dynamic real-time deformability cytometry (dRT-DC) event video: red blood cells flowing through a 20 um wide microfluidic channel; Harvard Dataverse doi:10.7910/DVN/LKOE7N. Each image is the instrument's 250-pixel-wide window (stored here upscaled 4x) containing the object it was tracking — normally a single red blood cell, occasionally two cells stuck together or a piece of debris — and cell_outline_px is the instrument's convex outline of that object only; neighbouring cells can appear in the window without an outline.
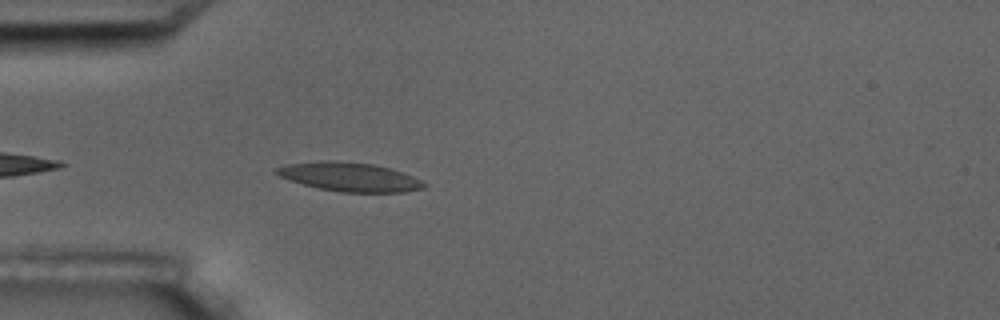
{"species": "common noctule bat (a hibernating species)", "species_latin": "Nyctalus noctula", "temperature_condition": "room temperature", "stored_images_in_passage": 3, "camera_frame_rate_fps": 3000, "um_per_image_px": 0.085, "animal": {"sex": "male", "body_mass_g": 17.5, "forearm_length_mm": 52.3}, "frame": {"image": 1, "passage_image": 3, "time_ms": 2.333, "image_size_px": [1000, 320], "cell_outline_px": [[428, 184], [424, 188], [404, 192], [340, 192], [320, 188], [304, 184], [280, 176], [272, 172], [276, 168], [288, 164], [320, 160], [336, 160], [372, 164], [388, 168], [412, 176]], "centroid_in_image_um": [29.7, 15.03], "position_along_channel_um": 55.3, "area_um2": 24.62}}